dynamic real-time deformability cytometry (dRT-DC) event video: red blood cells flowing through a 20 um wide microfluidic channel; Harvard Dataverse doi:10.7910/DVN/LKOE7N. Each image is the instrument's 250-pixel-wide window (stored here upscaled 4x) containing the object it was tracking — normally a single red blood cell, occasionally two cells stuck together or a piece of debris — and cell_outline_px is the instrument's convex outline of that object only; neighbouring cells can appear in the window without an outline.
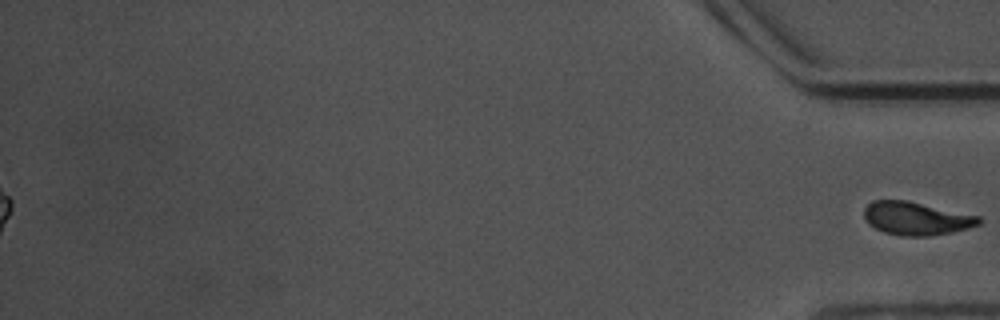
{"species": "common noctule bat (a hibernating species)", "species_latin": "Nyctalus noctula", "temperature_condition": "warm", "stored_images_in_passage": 46, "segment_of_instrument_passage": [2, 2], "camera_frame_rate_fps": 3000, "um_per_image_px": 0.085, "animal": {"sex": "male", "body_mass_g": 17.5, "forearm_length_mm": 52.3}, "frame": {"image": 1, "passage_image": 46, "time_ms": 15.0, "image_size_px": [1000, 320], "cell_outline_px": [[984, 220], [980, 224], [968, 228], [952, 232], [928, 236], [900, 236], [884, 232], [868, 224], [864, 216], [864, 208], [872, 200], [908, 200], [980, 216]], "centroid_in_image_um": [77.9, 18.56], "position_along_channel_um": 357.3, "area_um2": 22.37}}